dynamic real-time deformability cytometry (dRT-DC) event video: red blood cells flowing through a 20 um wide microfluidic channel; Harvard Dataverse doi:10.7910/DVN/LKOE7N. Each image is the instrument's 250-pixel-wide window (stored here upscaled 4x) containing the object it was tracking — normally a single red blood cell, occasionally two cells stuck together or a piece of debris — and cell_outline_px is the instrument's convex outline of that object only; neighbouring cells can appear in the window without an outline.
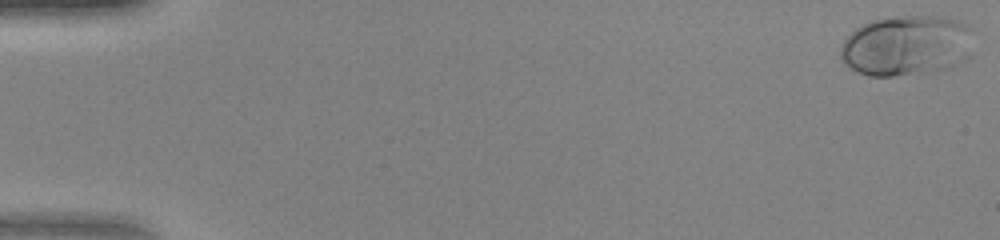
{"species": "human", "species_latin": "Homo sapiens", "temperature_condition": "warm", "stored_images_in_passage": 47, "camera_frame_rate_fps": 3000, "um_per_image_px": 0.085, "donor": {"sex": "female"}, "frame": {"image": 1, "passage_image": 1, "time_ms": 0.0, "image_size_px": [1000, 240], "cell_outline_px": [[976, 52], [972, 56], [964, 60], [944, 68], [932, 72], [892, 76], [868, 76], [856, 72], [840, 56], [840, 48], [844, 40], [860, 24], [884, 16], [944, 16], [960, 20], [976, 28]], "centroid_in_image_um": [77.19, 3.84], "position_along_channel_um": 7.8, "area_um2": 48.38}}
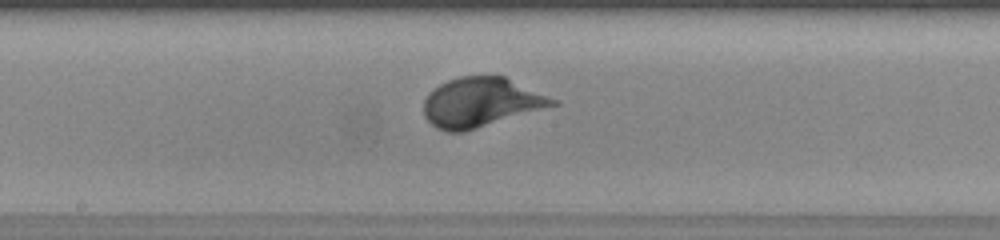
{"frame": {"image": 2, "passage_image": 26, "time_ms": 8.333, "image_size_px": [1000, 240], "cell_outline_px": [[560, 104], [464, 132], [444, 132], [436, 128], [424, 116], [424, 100], [428, 92], [440, 84], [448, 80], [460, 76], [504, 76], [560, 100]], "centroid_in_image_um": [40.9, 8.7], "position_along_channel_um": 207.3, "area_um2": 37.34}}
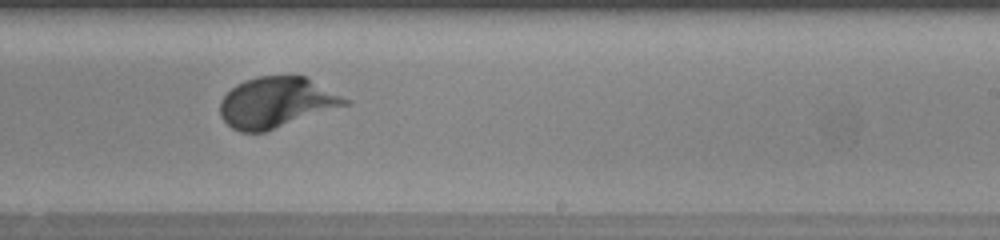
{"frame": {"image": 3, "passage_image": 30, "time_ms": 9.667, "image_size_px": [1000, 240], "cell_outline_px": [[352, 104], [264, 132], [240, 132], [232, 128], [220, 116], [220, 100], [236, 84], [244, 80], [260, 76], [308, 76], [352, 100]], "centroid_in_image_um": [23.56, 8.7], "position_along_channel_um": 265.4, "area_um2": 37.28}}